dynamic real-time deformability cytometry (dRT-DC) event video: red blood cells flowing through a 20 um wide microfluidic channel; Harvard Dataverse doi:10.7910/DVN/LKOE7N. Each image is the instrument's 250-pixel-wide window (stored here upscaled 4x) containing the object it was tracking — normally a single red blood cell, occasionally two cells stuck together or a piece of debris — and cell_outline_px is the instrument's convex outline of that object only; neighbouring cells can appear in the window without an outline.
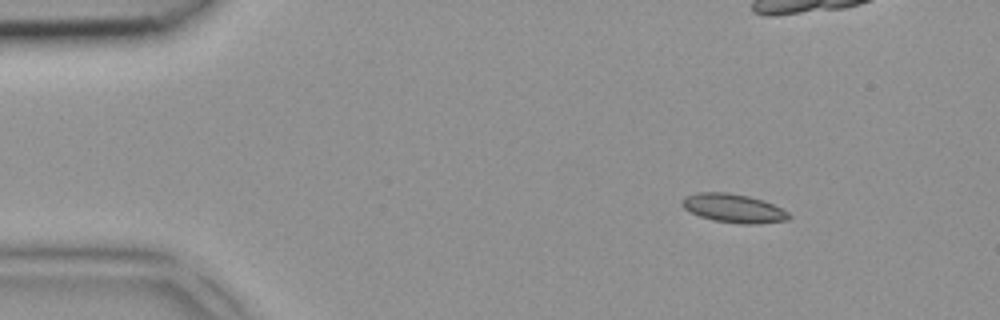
{"species": "common noctule bat (a hibernating species)", "species_latin": "Nyctalus noctula", "temperature_condition": "room temperature", "stored_images_in_passage": 6, "camera_frame_rate_fps": 3000, "um_per_image_px": 0.085, "animal": {"sex": "female", "body_mass_g": 18.4}, "frame": {"image": 1, "passage_image": 2, "time_ms": 0.333, "image_size_px": [1000, 320], "cell_outline_px": [[792, 216], [788, 220], [756, 224], [744, 224], [712, 220], [700, 216], [684, 208], [680, 204], [680, 200], [684, 196], [696, 192], [728, 192], [748, 196], [764, 200], [788, 212]], "centroid_in_image_um": [62.32, 17.69], "position_along_channel_um": 22.7, "area_um2": 17.98}}